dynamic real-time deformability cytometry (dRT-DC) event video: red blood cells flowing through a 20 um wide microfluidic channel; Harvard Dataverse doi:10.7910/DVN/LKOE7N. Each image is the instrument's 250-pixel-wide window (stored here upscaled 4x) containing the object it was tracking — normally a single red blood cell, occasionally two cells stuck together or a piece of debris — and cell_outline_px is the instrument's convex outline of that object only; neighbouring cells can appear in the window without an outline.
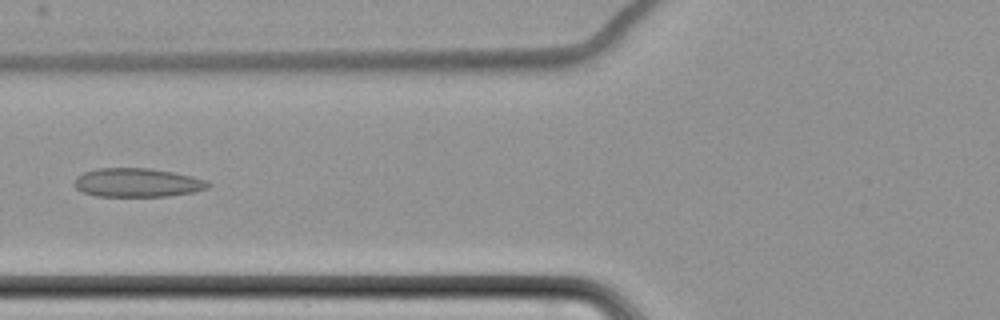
{"species": "common noctule bat (a hibernating species)", "species_latin": "Nyctalus noctula", "temperature_condition": "cold", "stored_images_in_passage": 8, "camera_frame_rate_fps": 3000, "um_per_image_px": 0.085, "animal": {"sex": "female", "body_mass_g": 22.7, "forearm_length_mm": 54.2}, "frame": {"image": 1, "passage_image": 8, "time_ms": 8.333, "image_size_px": [1000, 320], "cell_outline_px": [[212, 184], [208, 188], [192, 192], [168, 196], [96, 196], [84, 192], [76, 188], [72, 184], [76, 176], [84, 172], [100, 168], [152, 168], [192, 176], [208, 180]], "centroid_in_image_um": [11.68, 15.52], "position_along_channel_um": 114.1, "area_um2": 22.54}}